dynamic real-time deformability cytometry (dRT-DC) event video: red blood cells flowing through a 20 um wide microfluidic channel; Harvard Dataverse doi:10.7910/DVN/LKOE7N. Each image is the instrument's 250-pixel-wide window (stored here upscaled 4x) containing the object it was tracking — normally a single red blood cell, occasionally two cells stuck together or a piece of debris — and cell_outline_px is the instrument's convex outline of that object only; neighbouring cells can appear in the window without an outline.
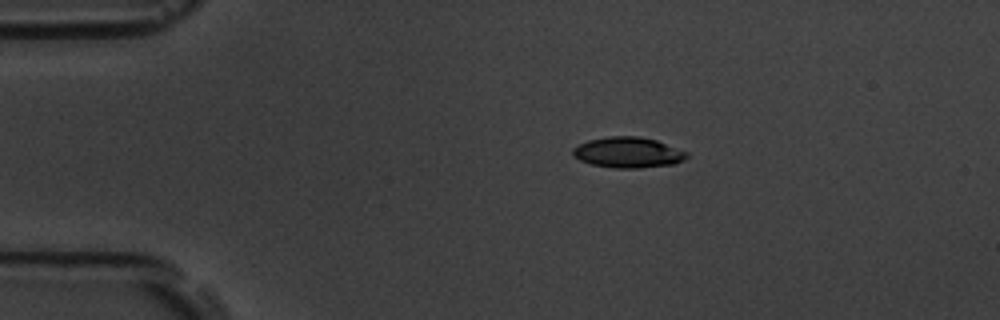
{"species": "common noctule bat (a hibernating species)", "species_latin": "Nyctalus noctula", "temperature_condition": "room temperature", "stored_images_in_passage": 53, "camera_frame_rate_fps": 3000, "um_per_image_px": 0.085, "animal": {"sex": "male", "body_mass_g": 19.5, "forearm_length_mm": 54.6}, "frame": {"image": 1, "passage_image": 10, "time_ms": 3.0, "image_size_px": [1000, 320], "cell_outline_px": [[688, 156], [684, 160], [676, 164], [636, 168], [616, 168], [592, 164], [580, 160], [572, 156], [572, 148], [588, 140], [608, 136], [636, 136], [656, 140], [688, 152]], "centroid_in_image_um": [53.38, 12.96], "position_along_channel_um": 31.6, "area_um2": 20.35}}
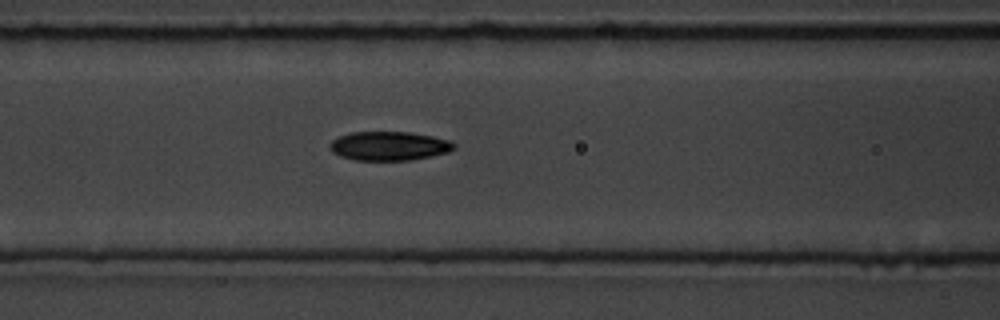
{"frame": {"image": 2, "passage_image": 22, "time_ms": 7.0, "image_size_px": [1000, 320], "cell_outline_px": [[456, 148], [448, 152], [432, 156], [412, 160], [356, 160], [340, 156], [332, 152], [328, 148], [328, 144], [332, 140], [340, 136], [352, 132], [408, 132], [432, 136], [448, 140], [456, 144]], "centroid_in_image_um": [33.06, 12.41], "position_along_channel_um": 133.5, "area_um2": 21.04}}
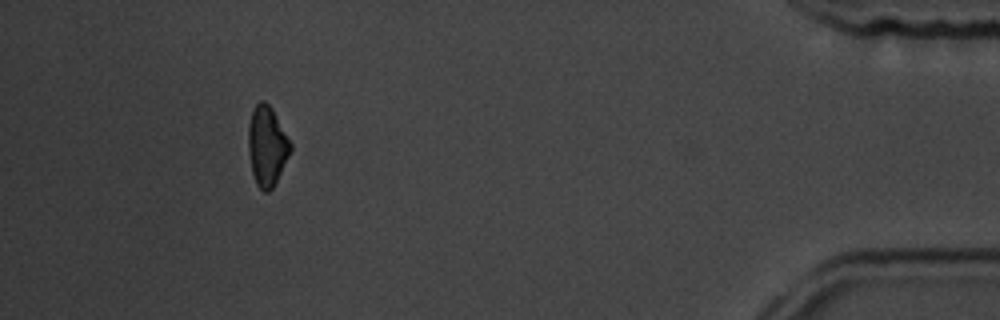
{"frame": {"image": 3, "passage_image": 49, "time_ms": 16.0, "image_size_px": [1000, 320], "cell_outline_px": [[292, 148], [272, 188], [268, 192], [264, 192], [256, 184], [252, 172], [248, 152], [248, 124], [252, 108], [260, 100], [264, 100], [272, 108], [292, 144]], "centroid_in_image_um": [22.67, 12.37], "position_along_channel_um": 412.5, "area_um2": 19.54}, "authors_computed_cell_mechanics": {"area_um2": 20.1144, "velocity_mm_per_s": 3.791, "shape_relaxation_time_tau1_ms": 2.854, "shape_relaxation_time_tau2_ms": null, "deformation_change_tau1": 0.0961, "deformation_change_tau2": null}}